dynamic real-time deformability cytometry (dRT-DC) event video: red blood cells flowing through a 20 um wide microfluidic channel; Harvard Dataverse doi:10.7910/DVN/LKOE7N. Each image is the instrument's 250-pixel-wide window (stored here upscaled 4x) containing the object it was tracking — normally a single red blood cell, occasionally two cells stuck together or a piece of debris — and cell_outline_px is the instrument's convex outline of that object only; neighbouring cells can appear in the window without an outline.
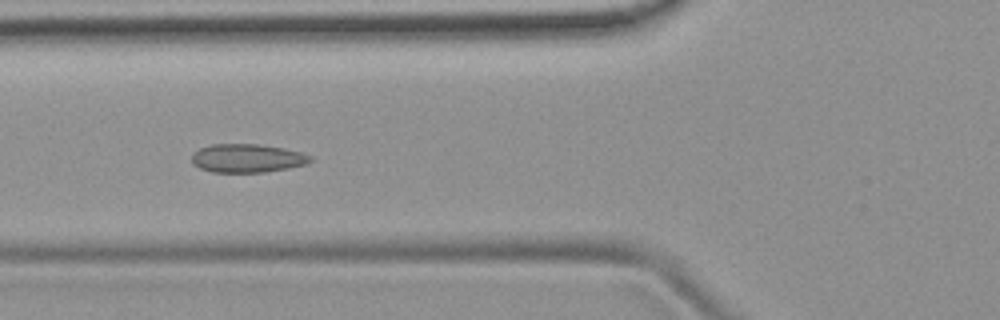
{"species": "common noctule bat (a hibernating species)", "species_latin": "Nyctalus noctula", "temperature_condition": "room temperature", "stored_images_in_passage": 45, "camera_frame_rate_fps": 3000, "um_per_image_px": 0.085, "animal": {"sex": "female", "body_mass_g": 19.9}, "frame": {"image": 1, "passage_image": 19, "time_ms": 6.0, "image_size_px": [1000, 320], "cell_outline_px": [[312, 160], [308, 164], [288, 168], [264, 172], [212, 172], [200, 168], [192, 164], [192, 152], [200, 148], [212, 144], [260, 144], [284, 148], [300, 152], [312, 156]], "centroid_in_image_um": [21.01, 13.44], "position_along_channel_um": 104.8, "area_um2": 19.83}}
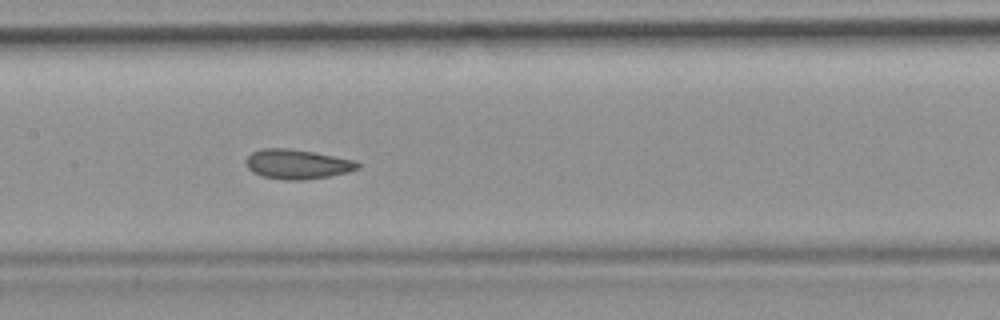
{"frame": {"image": 2, "passage_image": 25, "time_ms": 8.0, "image_size_px": [1000, 320], "cell_outline_px": [[360, 168], [348, 172], [328, 176], [304, 180], [284, 180], [264, 176], [252, 172], [248, 168], [248, 156], [252, 152], [264, 148], [288, 148], [312, 152], [356, 160], [360, 164]], "centroid_in_image_um": [25.31, 13.95], "position_along_channel_um": 182.1, "area_um2": 19.07}}
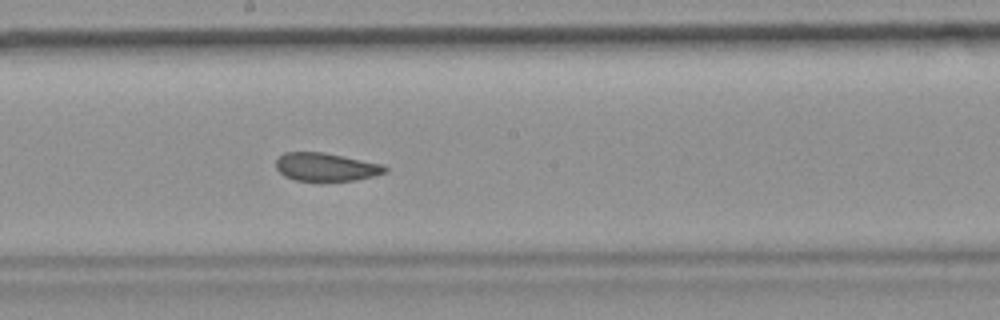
{"frame": {"image": 3, "passage_image": 28, "time_ms": 9.0, "image_size_px": [1000, 320], "cell_outline_px": [[388, 172], [376, 176], [356, 180], [320, 184], [296, 180], [284, 176], [276, 168], [276, 160], [284, 152], [324, 152], [384, 164], [388, 168]], "centroid_in_image_um": [27.75, 14.24], "position_along_channel_um": 220.5, "area_um2": 18.84}, "authors_computed_cell_mechanics": {"area_um2": 19.8254, "velocity_mm_per_s": 3.8604, "shape_relaxation_time_tau1_ms": 7.9168, "shape_relaxation_time_tau2_ms": 1.843, "deformation_change_tau1": 0.0948, "deformation_change_tau2": 0.0539}}